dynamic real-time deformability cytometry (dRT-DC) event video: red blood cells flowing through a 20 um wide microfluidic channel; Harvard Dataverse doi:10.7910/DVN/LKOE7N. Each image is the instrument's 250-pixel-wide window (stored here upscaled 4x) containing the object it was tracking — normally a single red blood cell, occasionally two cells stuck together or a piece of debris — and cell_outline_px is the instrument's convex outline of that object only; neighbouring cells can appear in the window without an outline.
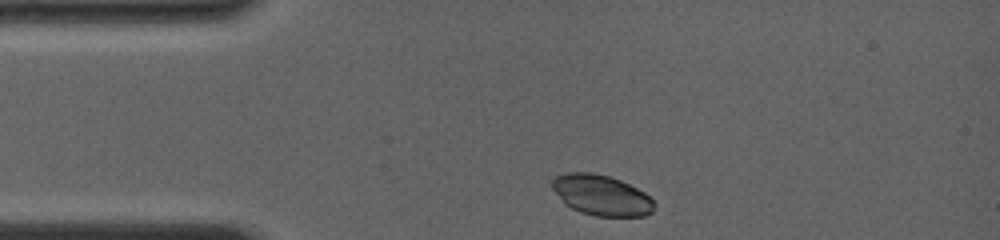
{"species": "common noctule bat (a hibernating species)", "species_latin": "Nyctalus noctula", "temperature_condition": "room temperature", "stored_images_in_passage": 12, "camera_frame_rate_fps": 4000, "um_per_image_px": 0.085, "animal": {"sex": "female", "body_mass_g": 19.0, "forearm_length_mm": 56.7}, "frame": {"image": 1, "passage_image": 1, "time_ms": 0.0, "image_size_px": [1000, 240], "cell_outline_px": [[656, 204], [652, 212], [644, 216], [596, 216], [580, 212], [564, 204], [552, 188], [552, 180], [556, 176], [564, 172], [592, 172], [608, 176], [620, 180], [644, 192]], "centroid_in_image_um": [51.1, 16.59], "position_along_channel_um": 33.9, "area_um2": 24.1}}
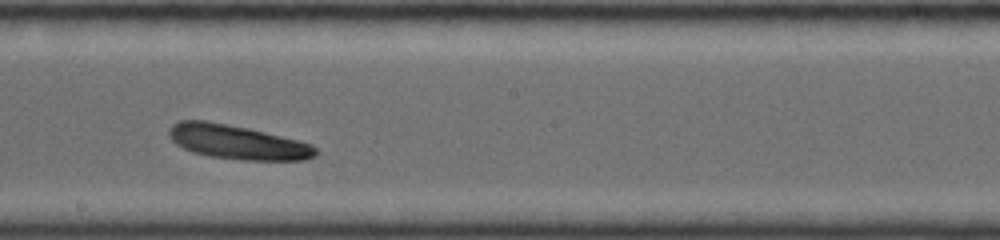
{"frame": {"image": 2, "passage_image": 7, "time_ms": 5.75, "image_size_px": [1000, 240], "cell_outline_px": [[316, 156], [304, 160], [240, 160], [212, 156], [192, 152], [176, 144], [168, 136], [168, 128], [172, 124], [180, 120], [204, 120], [248, 128], [312, 144], [316, 148]], "centroid_in_image_um": [20.14, 12.08], "position_along_channel_um": 228.1, "area_um2": 29.07}}
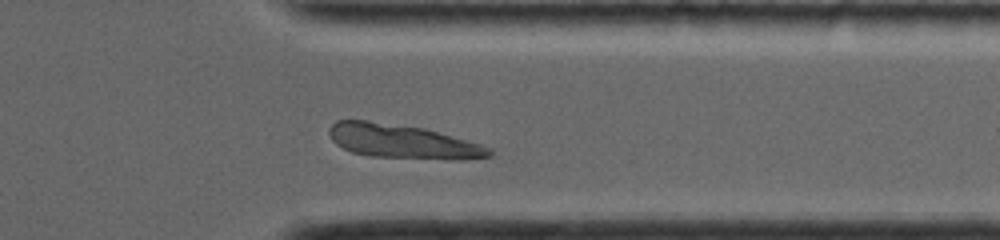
{"frame": {"image": 3, "passage_image": 11, "time_ms": 9.5, "image_size_px": [1000, 240], "cell_outline_px": [[492, 156], [464, 160], [448, 160], [372, 156], [352, 152], [336, 144], [332, 140], [328, 132], [328, 128], [336, 120], [368, 120], [424, 128], [480, 144], [492, 148]], "centroid_in_image_um": [34.23, 12.03], "position_along_channel_um": 377.2, "area_um2": 31.85}, "authors_computed_cell_mechanics": {"area_um2": 28.6688, "velocity_mm_per_s": 3.954, "shape_relaxation_time_tau1_ms": null, "shape_relaxation_time_tau2_ms": 2.6549, "deformation_change_tau1": null, "deformation_change_tau2": 0.0794}}